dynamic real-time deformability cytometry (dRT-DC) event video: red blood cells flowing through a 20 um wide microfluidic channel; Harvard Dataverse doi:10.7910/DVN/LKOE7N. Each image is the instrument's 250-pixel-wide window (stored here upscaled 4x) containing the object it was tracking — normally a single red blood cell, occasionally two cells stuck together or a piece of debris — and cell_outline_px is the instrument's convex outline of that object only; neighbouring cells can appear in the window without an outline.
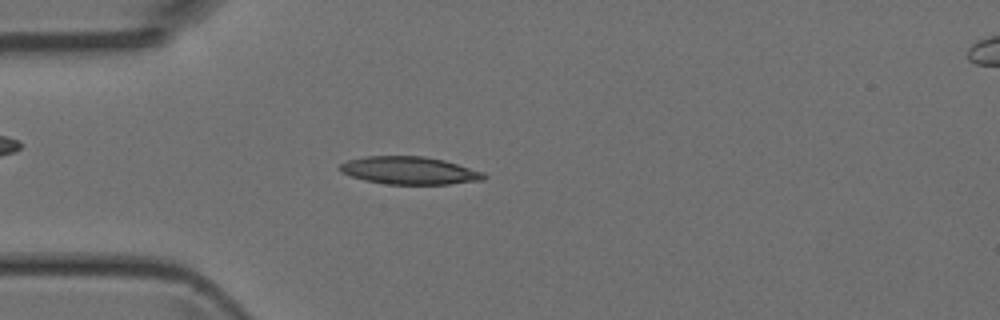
{"species": "Egyptian fruit bat (a non-hibernating species)", "species_latin": "Rousettus aegyptiacus", "temperature_condition": "room temperature", "stored_images_in_passage": 46, "camera_frame_rate_fps": 3000, "um_per_image_px": 0.085, "animal": {"sex": "female"}, "frame": {"image": 1, "passage_image": 12, "time_ms": 3.667, "image_size_px": [1000, 320], "cell_outline_px": [[488, 176], [484, 180], [448, 184], [388, 184], [364, 180], [340, 172], [340, 164], [348, 160], [368, 156], [424, 156], [444, 160], [484, 172]], "centroid_in_image_um": [34.83, 14.49], "position_along_channel_um": 50.2, "area_um2": 23.18}}
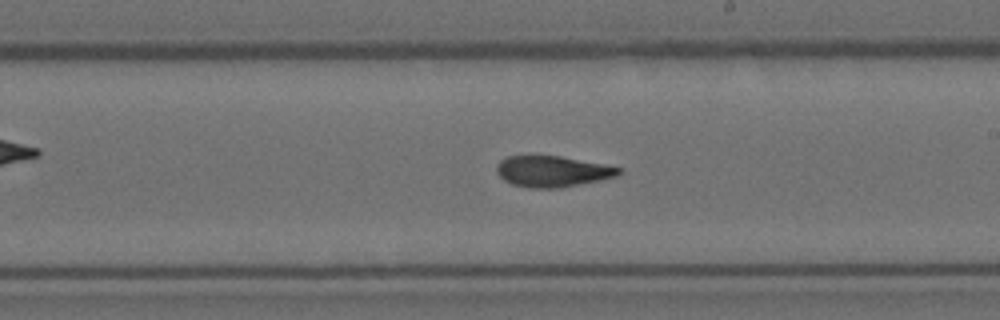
{"frame": {"image": 2, "passage_image": 26, "time_ms": 8.333, "image_size_px": [1000, 320], "cell_outline_px": [[624, 172], [616, 176], [600, 180], [560, 188], [528, 188], [512, 184], [504, 180], [496, 172], [496, 164], [500, 160], [508, 156], [560, 156], [604, 164], [624, 168]], "centroid_in_image_um": [46.97, 14.57], "position_along_channel_um": 242.0, "area_um2": 22.2}}
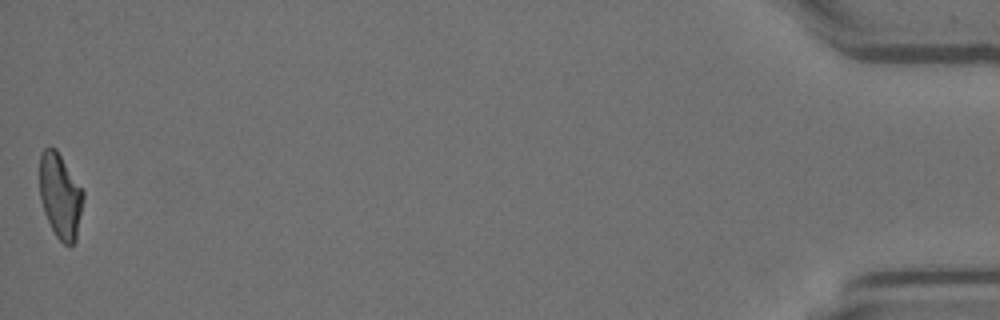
{"frame": {"image": 3, "passage_image": 46, "time_ms": 15.0, "image_size_px": [1000, 320], "cell_outline_px": [[84, 196], [76, 240], [72, 244], [64, 244], [56, 236], [44, 212], [40, 196], [40, 152], [44, 148], [56, 148], [84, 192]], "centroid_in_image_um": [5.12, 16.64], "position_along_channel_um": 430.1, "area_um2": 21.33}}